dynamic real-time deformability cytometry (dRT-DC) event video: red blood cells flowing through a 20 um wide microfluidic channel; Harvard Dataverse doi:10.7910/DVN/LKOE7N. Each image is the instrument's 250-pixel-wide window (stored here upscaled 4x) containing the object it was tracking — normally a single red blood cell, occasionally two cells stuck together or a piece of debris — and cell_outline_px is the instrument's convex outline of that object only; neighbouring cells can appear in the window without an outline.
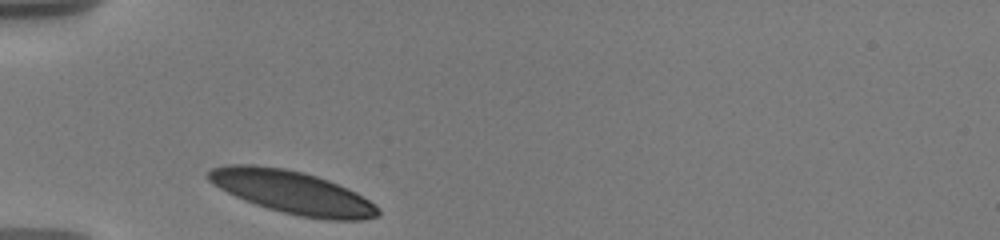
{"species": "human", "species_latin": "Homo sapiens", "temperature_condition": "warm", "stored_images_in_passage": 3, "camera_frame_rate_fps": 3000, "um_per_image_px": 0.085, "donor": {"sex": "male"}, "frame": {"image": 1, "passage_image": 1, "time_ms": 0.0, "image_size_px": [1000, 240], "cell_outline_px": [[380, 216], [364, 220], [328, 220], [300, 216], [280, 212], [244, 200], [220, 188], [208, 180], [204, 176], [212, 168], [232, 164], [252, 164], [284, 168], [304, 172], [328, 180], [348, 188], [356, 192], [376, 204], [380, 208]], "centroid_in_image_um": [24.89, 16.35], "position_along_channel_um": 60.1, "area_um2": 42.54}}
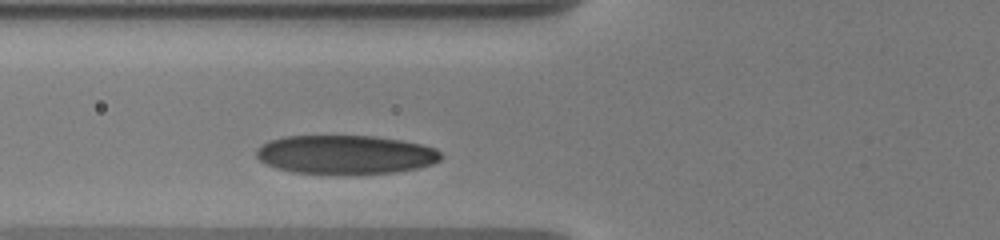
{"frame": {"image": 2, "passage_image": 3, "time_ms": 1.333, "image_size_px": [1000, 240], "cell_outline_px": [[444, 156], [440, 160], [432, 164], [416, 168], [392, 172], [292, 172], [276, 168], [264, 164], [256, 156], [256, 148], [268, 140], [284, 136], [372, 136], [400, 140], [420, 144], [436, 148]], "centroid_in_image_um": [29.33, 13.11], "position_along_channel_um": 96.5, "area_um2": 41.15}}